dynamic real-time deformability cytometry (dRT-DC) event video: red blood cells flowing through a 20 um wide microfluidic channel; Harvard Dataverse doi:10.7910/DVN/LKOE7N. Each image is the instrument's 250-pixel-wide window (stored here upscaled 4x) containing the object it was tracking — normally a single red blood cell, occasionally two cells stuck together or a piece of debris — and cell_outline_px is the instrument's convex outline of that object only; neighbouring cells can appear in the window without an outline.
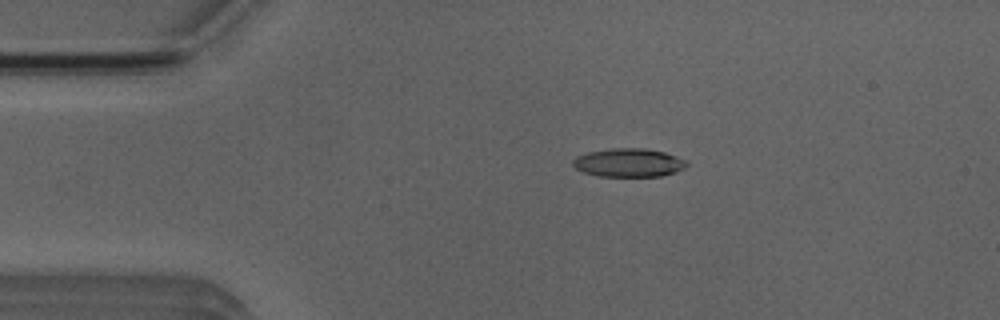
{"species": "Egyptian fruit bat (a non-hibernating species)", "species_latin": "Rousettus aegyptiacus", "temperature_condition": "room temperature", "stored_images_in_passage": 2, "camera_frame_rate_fps": 3000, "um_per_image_px": 0.085, "animal": {"sex": "male"}, "frame": {"image": 1, "passage_image": 1, "time_ms": 0.0, "image_size_px": [1000, 320], "cell_outline_px": [[688, 164], [684, 168], [676, 172], [660, 176], [600, 176], [584, 172], [576, 168], [572, 164], [572, 160], [576, 156], [588, 152], [612, 148], [644, 148], [664, 152], [676, 156], [684, 160]], "centroid_in_image_um": [53.43, 13.82], "position_along_channel_um": 31.6, "area_um2": 18.79}}